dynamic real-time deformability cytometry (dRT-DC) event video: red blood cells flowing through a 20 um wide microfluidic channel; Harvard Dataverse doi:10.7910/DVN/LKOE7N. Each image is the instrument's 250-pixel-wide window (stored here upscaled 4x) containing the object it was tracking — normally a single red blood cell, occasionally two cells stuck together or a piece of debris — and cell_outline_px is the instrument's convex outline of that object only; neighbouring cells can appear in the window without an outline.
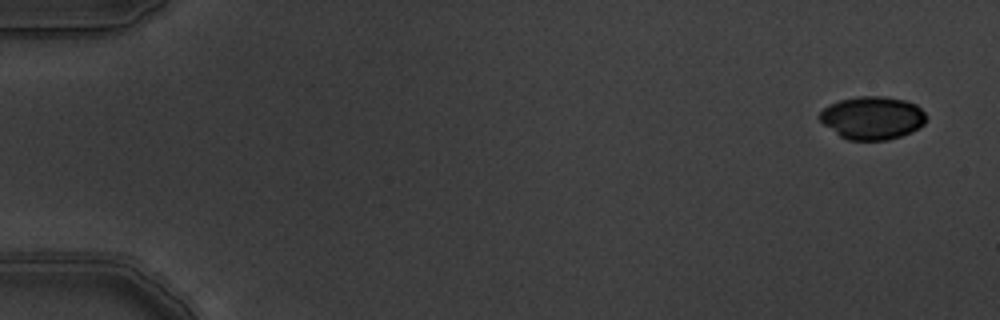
{"species": "common noctule bat (a hibernating species)", "species_latin": "Nyctalus noctula", "temperature_condition": "warm", "stored_images_in_passage": 6, "camera_frame_rate_fps": 3000, "um_per_image_px": 0.085, "animal": {"sex": "male", "body_mass_g": 19.5, "forearm_length_mm": 54.6}, "frame": {"image": 1, "passage_image": 1, "time_ms": 0.0, "image_size_px": [1000, 320], "cell_outline_px": [[924, 124], [912, 132], [888, 140], [848, 140], [840, 136], [824, 124], [820, 120], [820, 112], [824, 108], [840, 100], [856, 96], [884, 96], [904, 100], [916, 104], [924, 112]], "centroid_in_image_um": [74.15, 10.02], "position_along_channel_um": 10.8, "area_um2": 26.47}}
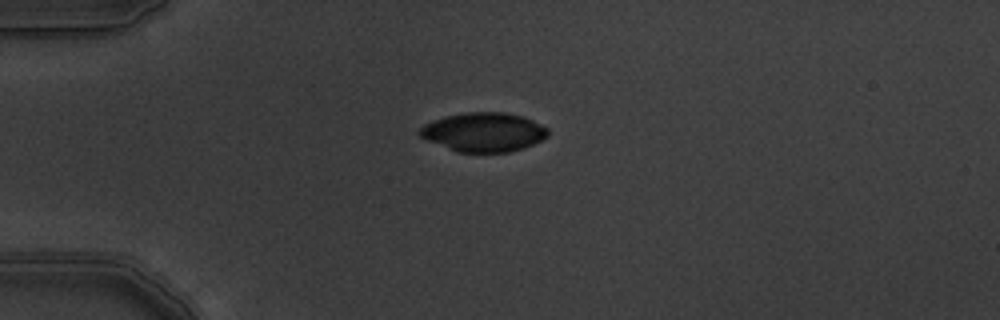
{"frame": {"image": 2, "passage_image": 4, "time_ms": 1.0, "image_size_px": [1000, 320], "cell_outline_px": [[548, 136], [532, 144], [508, 152], [456, 152], [428, 140], [420, 136], [416, 132], [424, 124], [432, 120], [444, 116], [468, 112], [504, 112], [524, 116], [548, 128]], "centroid_in_image_um": [41.08, 11.22], "position_along_channel_um": 43.9, "area_um2": 29.13}}